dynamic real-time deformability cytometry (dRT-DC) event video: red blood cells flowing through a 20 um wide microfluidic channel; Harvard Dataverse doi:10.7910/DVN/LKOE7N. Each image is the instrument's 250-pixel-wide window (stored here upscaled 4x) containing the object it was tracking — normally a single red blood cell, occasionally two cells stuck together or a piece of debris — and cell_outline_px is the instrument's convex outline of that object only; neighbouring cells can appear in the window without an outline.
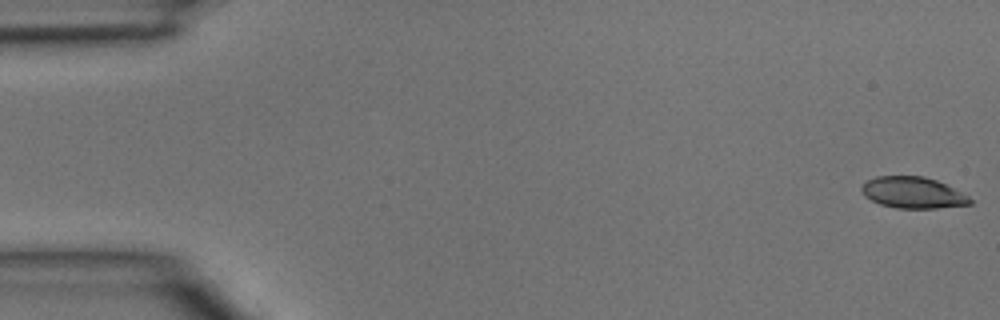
{"species": "common noctule bat (a hibernating species)", "species_latin": "Nyctalus noctula", "temperature_condition": "room temperature", "stored_images_in_passage": 45, "camera_frame_rate_fps": 3000, "um_per_image_px": 0.085, "animal": {"sex": "male", "body_mass_g": 15.6}, "frame": {"image": 1, "passage_image": 1, "time_ms": 0.0, "image_size_px": [1000, 320], "cell_outline_px": [[972, 204], [936, 208], [896, 208], [880, 204], [864, 196], [860, 188], [868, 180], [876, 176], [924, 176], [936, 180], [968, 196], [972, 200]], "centroid_in_image_um": [77.57, 16.37], "position_along_channel_um": 7.4, "area_um2": 19.59}}
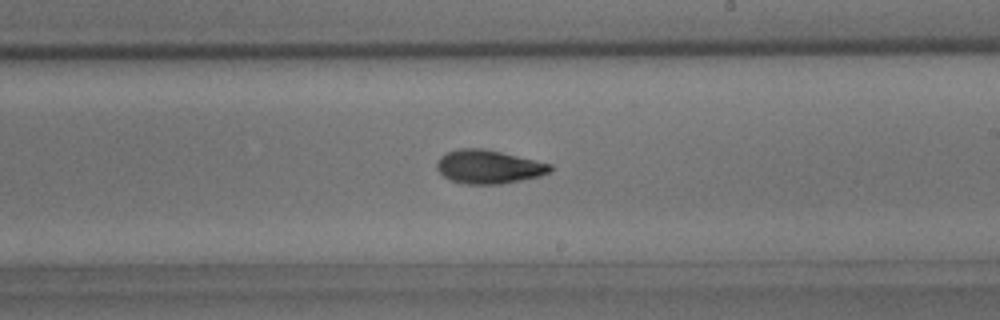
{"frame": {"image": 2, "passage_image": 26, "time_ms": 8.333, "image_size_px": [1000, 320], "cell_outline_px": [[552, 172], [540, 176], [500, 184], [468, 184], [452, 180], [444, 176], [436, 168], [436, 160], [440, 156], [456, 148], [484, 148], [536, 160], [552, 164]], "centroid_in_image_um": [41.53, 14.16], "position_along_channel_um": 247.5, "area_um2": 22.25}}
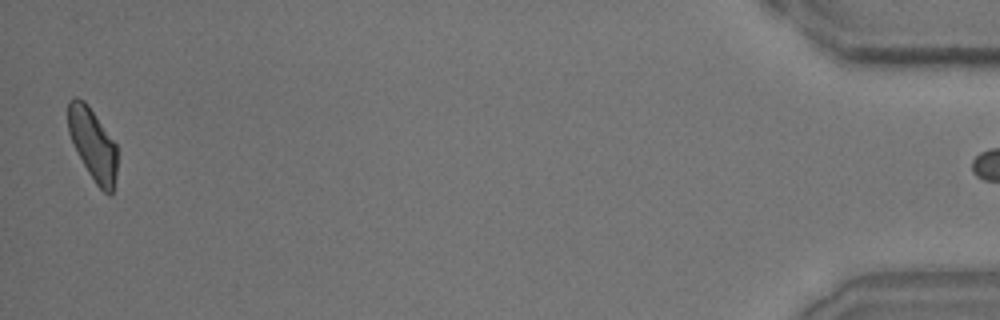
{"frame": {"image": 3, "passage_image": 44, "time_ms": 14.333, "image_size_px": [1000, 320], "cell_outline_px": [[116, 176], [112, 192], [108, 196], [96, 184], [88, 172], [68, 132], [68, 100], [76, 96], [84, 100], [88, 104], [116, 144]], "centroid_in_image_um": [7.88, 12.23], "position_along_channel_um": 427.3, "area_um2": 20.29}}